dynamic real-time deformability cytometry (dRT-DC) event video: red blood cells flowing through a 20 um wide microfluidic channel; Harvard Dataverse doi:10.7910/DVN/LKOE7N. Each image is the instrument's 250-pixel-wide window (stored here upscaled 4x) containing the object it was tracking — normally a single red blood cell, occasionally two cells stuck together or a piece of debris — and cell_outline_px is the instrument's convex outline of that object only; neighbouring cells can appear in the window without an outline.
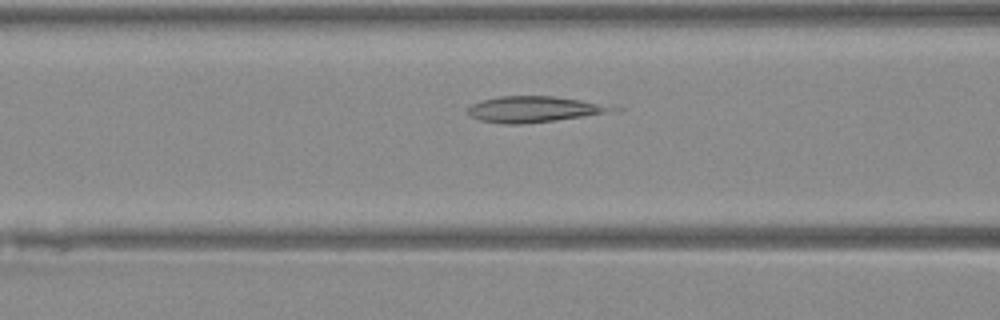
{"species": "Egyptian fruit bat (a non-hibernating species)", "species_latin": "Rousettus aegyptiacus", "temperature_condition": "warm", "stored_images_in_passage": 8, "camera_frame_rate_fps": 3000, "um_per_image_px": 0.085, "animal": {"sex": "female"}, "frame": {"image": 1, "passage_image": 6, "time_ms": 1.667, "image_size_px": [1000, 320], "cell_outline_px": [[624, 108], [620, 112], [524, 124], [504, 124], [480, 120], [472, 116], [468, 112], [468, 108], [472, 104], [480, 100], [500, 96], [552, 96], [620, 104]], "centroid_in_image_um": [45.67, 9.27], "position_along_channel_um": 120.9, "area_um2": 22.83}}